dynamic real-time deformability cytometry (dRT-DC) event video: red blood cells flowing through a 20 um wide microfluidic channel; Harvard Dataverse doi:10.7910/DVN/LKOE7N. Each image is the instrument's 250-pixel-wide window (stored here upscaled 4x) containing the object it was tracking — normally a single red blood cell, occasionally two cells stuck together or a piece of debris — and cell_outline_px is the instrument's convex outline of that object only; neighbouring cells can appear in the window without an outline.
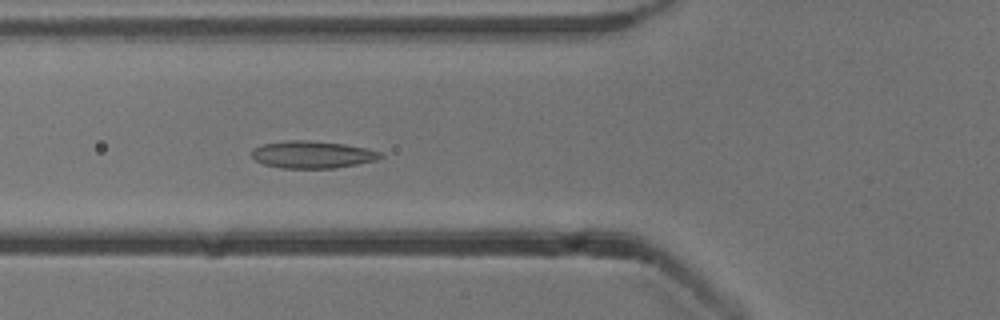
{"species": "common noctule bat (a hibernating species)", "species_latin": "Nyctalus noctula", "temperature_condition": "cold", "stored_images_in_passage": 54, "camera_frame_rate_fps": 3000, "um_per_image_px": 0.085, "animal": {"sex": "male", "body_mass_g": 13.3}, "frame": {"image": 1, "passage_image": 20, "time_ms": 6.333, "image_size_px": [1000, 320], "cell_outline_px": [[384, 156], [376, 160], [336, 168], [280, 168], [264, 164], [256, 160], [252, 156], [252, 148], [264, 144], [284, 140], [308, 140], [344, 144], [368, 148], [380, 152]], "centroid_in_image_um": [26.55, 13.13], "position_along_channel_um": 99.2, "area_um2": 20.46}}
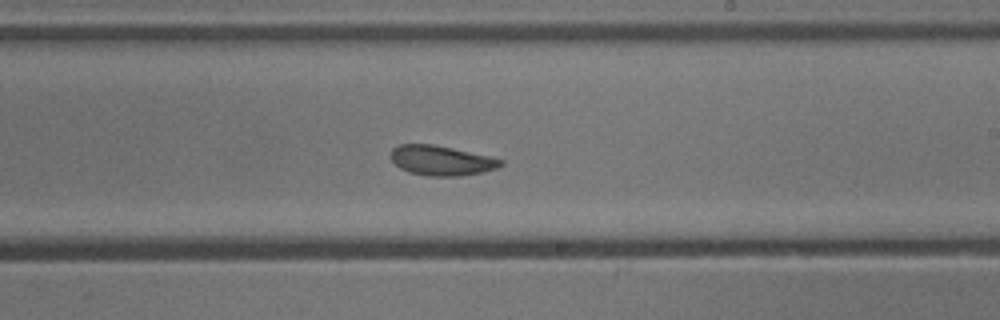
{"frame": {"image": 2, "passage_image": 32, "time_ms": 10.333, "image_size_px": [1000, 320], "cell_outline_px": [[504, 164], [496, 168], [484, 172], [460, 176], [428, 176], [408, 172], [400, 168], [392, 160], [392, 148], [400, 144], [432, 144], [452, 148], [488, 156], [504, 160]], "centroid_in_image_um": [37.53, 13.65], "position_along_channel_um": 251.5, "area_um2": 19.02}}
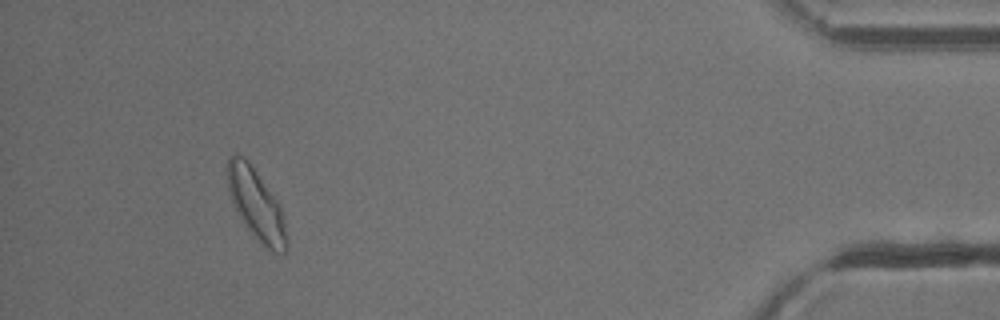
{"frame": {"image": 3, "passage_image": 50, "time_ms": 16.333, "image_size_px": [1000, 320], "cell_outline_px": [[288, 248], [284, 252], [272, 252], [260, 244], [248, 228], [232, 204], [228, 188], [228, 156], [236, 152], [244, 156], [248, 160], [280, 204], [284, 216], [288, 240]], "centroid_in_image_um": [21.8, 17.38], "position_along_channel_um": 413.4, "area_um2": 24.57}, "authors_computed_cell_mechanics": {"area_um2": 20.4612, "velocity_mm_per_s": 3.802, "shape_relaxation_time_tau1_ms": 4.7531, "shape_relaxation_time_tau2_ms": 2.7128, "deformation_change_tau1": 0.1063, "deformation_change_tau2": 0.086}}